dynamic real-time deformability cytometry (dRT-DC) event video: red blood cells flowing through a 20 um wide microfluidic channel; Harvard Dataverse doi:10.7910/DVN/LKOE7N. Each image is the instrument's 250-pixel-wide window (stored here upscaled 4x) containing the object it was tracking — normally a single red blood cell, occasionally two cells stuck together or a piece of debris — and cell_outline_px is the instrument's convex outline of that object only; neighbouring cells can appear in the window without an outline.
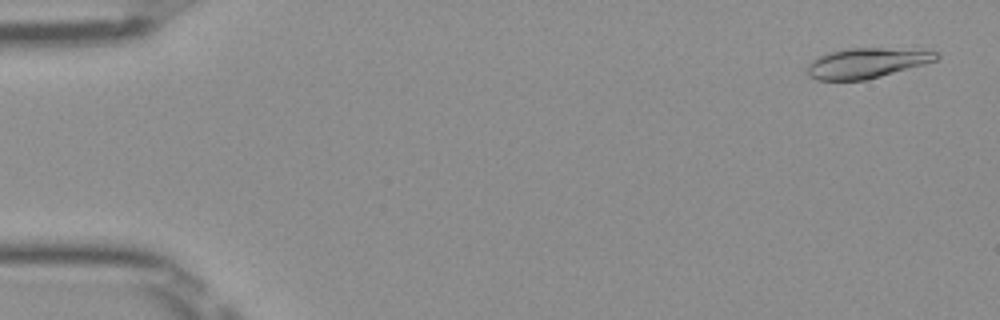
{"species": "Egyptian fruit bat (a non-hibernating species)", "species_latin": "Rousettus aegyptiacus", "temperature_condition": "room temperature", "stored_images_in_passage": 50, "camera_frame_rate_fps": 3000, "um_per_image_px": 0.085, "frame": {"image": 1, "passage_image": 2, "time_ms": 0.333, "image_size_px": [1000, 320], "cell_outline_px": [[940, 56], [936, 60], [924, 64], [880, 76], [864, 80], [816, 80], [808, 76], [808, 64], [816, 56], [828, 52], [852, 48], [884, 48], [936, 52]], "centroid_in_image_um": [73.58, 5.36], "position_along_channel_um": 11.4, "area_um2": 22.31}}
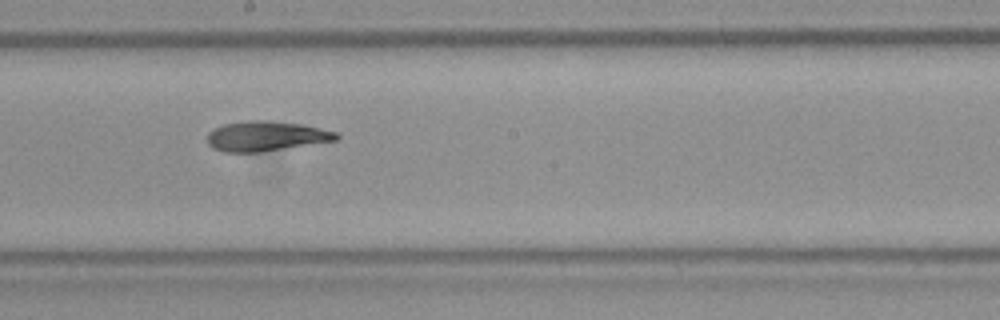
{"frame": {"image": 2, "passage_image": 28, "time_ms": 9.0, "image_size_px": [1000, 320], "cell_outline_px": [[340, 136], [336, 140], [256, 152], [224, 152], [212, 148], [208, 144], [208, 132], [224, 124], [244, 120], [268, 120], [300, 124], [336, 132]], "centroid_in_image_um": [22.56, 11.56], "position_along_channel_um": 225.6, "area_um2": 22.14}}
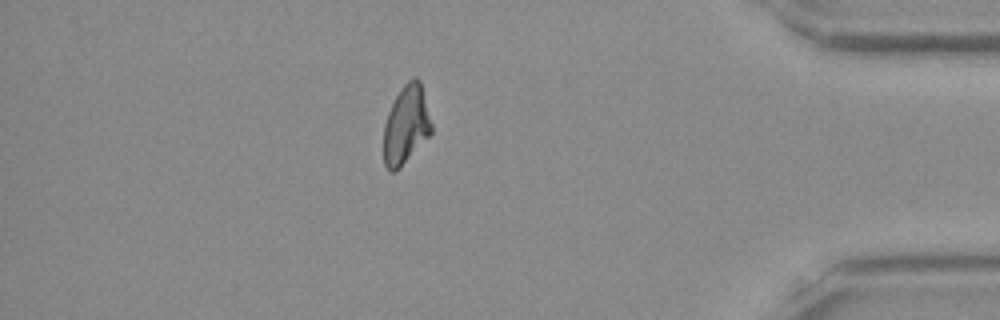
{"frame": {"image": 3, "passage_image": 44, "time_ms": 14.333, "image_size_px": [1000, 320], "cell_outline_px": [[432, 132], [400, 168], [396, 172], [388, 172], [384, 164], [384, 124], [388, 112], [400, 88], [412, 76], [416, 76], [420, 80], [432, 124]], "centroid_in_image_um": [34.51, 10.61], "position_along_channel_um": 400.7, "area_um2": 21.91}, "authors_computed_cell_mechanics": {"area_um2": 22.5998, "velocity_mm_per_s": 3.9945, "shape_relaxation_time_tau1_ms": 9.8582, "shape_relaxation_time_tau2_ms": 4.6381, "deformation_change_tau1": 0.251, "deformation_change_tau2": 0.1126}}